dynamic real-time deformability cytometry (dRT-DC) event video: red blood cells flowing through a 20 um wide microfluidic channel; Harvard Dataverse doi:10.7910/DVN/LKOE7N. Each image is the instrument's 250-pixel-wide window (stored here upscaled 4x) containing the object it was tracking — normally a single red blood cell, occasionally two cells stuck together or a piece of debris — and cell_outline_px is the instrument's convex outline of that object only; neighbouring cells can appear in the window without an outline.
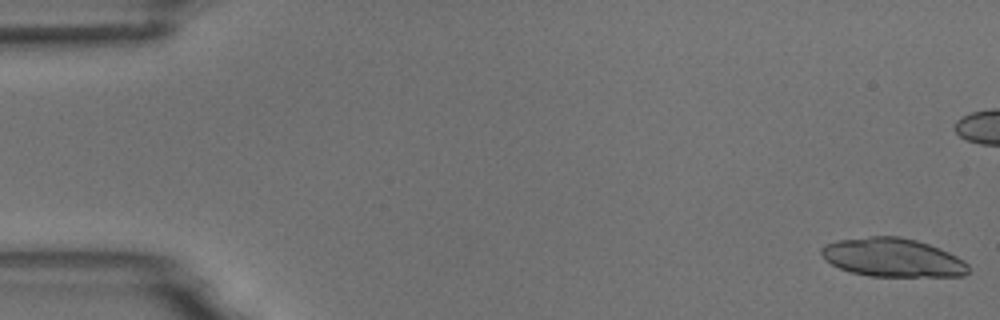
{"species": "common noctule bat (a hibernating species)", "species_latin": "Nyctalus noctula", "temperature_condition": "room temperature", "stored_images_in_passage": 15, "camera_frame_rate_fps": 3000, "um_per_image_px": 0.085, "animal": {"sex": "male", "body_mass_g": 18.8}, "frame": {"image": 1, "passage_image": 1, "time_ms": 0.0, "image_size_px": [1000, 320], "cell_outline_px": [[968, 272], [964, 276], [868, 276], [852, 272], [840, 268], [824, 260], [820, 252], [820, 248], [824, 244], [836, 240], [868, 236], [900, 236], [916, 240], [940, 248], [964, 260], [968, 264]], "centroid_in_image_um": [75.84, 21.88], "position_along_channel_um": 9.2, "area_um2": 33.23}, "authors_computed_cell_mechanics": {"area_um2": 19.5942, "velocity_mm_per_s": 3.6784, "shape_relaxation_time_tau1_ms": 5.3829, "shape_relaxation_time_tau2_ms": null, "deformation_change_tau1": 0.1062, "deformation_change_tau2": null}}